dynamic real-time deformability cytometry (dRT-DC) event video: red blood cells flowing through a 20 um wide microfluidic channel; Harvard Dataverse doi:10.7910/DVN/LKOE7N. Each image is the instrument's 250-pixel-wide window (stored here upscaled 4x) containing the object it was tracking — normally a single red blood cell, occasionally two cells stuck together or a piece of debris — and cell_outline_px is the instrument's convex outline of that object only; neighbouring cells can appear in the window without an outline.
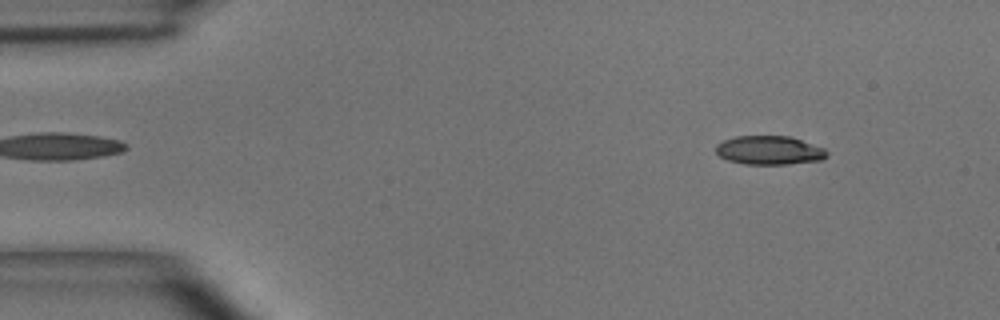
{"species": "common noctule bat (a hibernating species)", "species_latin": "Nyctalus noctula", "temperature_condition": "room temperature", "stored_images_in_passage": 48, "camera_frame_rate_fps": 3000, "um_per_image_px": 0.085, "animal": {"sex": "male", "body_mass_g": 15.6}, "frame": {"image": 1, "passage_image": 5, "time_ms": 1.333, "image_size_px": [1000, 320], "cell_outline_px": [[828, 156], [820, 160], [788, 164], [744, 164], [728, 160], [720, 156], [716, 152], [716, 144], [720, 140], [736, 136], [788, 136], [824, 148], [828, 152]], "centroid_in_image_um": [65.35, 12.77], "position_along_channel_um": 19.6, "area_um2": 18.61}}
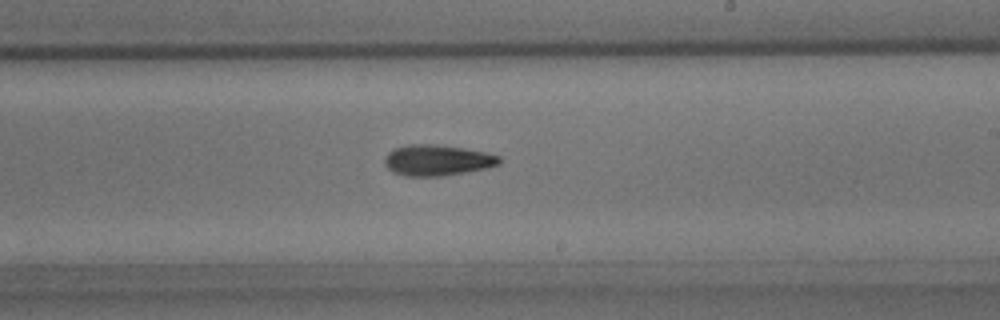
{"frame": {"image": 2, "passage_image": 28, "time_ms": 9.0, "image_size_px": [1000, 320], "cell_outline_px": [[504, 160], [500, 164], [484, 168], [464, 172], [440, 176], [404, 176], [388, 168], [384, 164], [384, 160], [388, 152], [396, 148], [408, 144], [436, 144], [464, 148], [484, 152], [500, 156]], "centroid_in_image_um": [37.18, 13.61], "position_along_channel_um": 251.8, "area_um2": 20.52}}
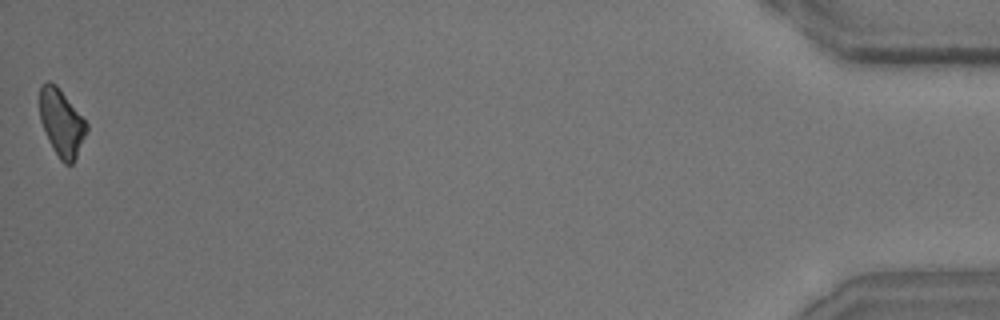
{"frame": {"image": 3, "passage_image": 48, "time_ms": 15.667, "image_size_px": [1000, 320], "cell_outline_px": [[88, 128], [76, 156], [72, 164], [64, 164], [60, 160], [48, 140], [40, 120], [40, 88], [48, 80], [56, 84], [88, 124]], "centroid_in_image_um": [5.22, 10.43], "position_along_channel_um": 430.0, "area_um2": 17.98}, "authors_computed_cell_mechanics": {"area_um2": 19.3052, "velocity_mm_per_s": 4.0881, "shape_relaxation_time_tau1_ms": 4.6495, "shape_relaxation_time_tau2_ms": null, "deformation_change_tau1": 0.1442, "deformation_change_tau2": null}}